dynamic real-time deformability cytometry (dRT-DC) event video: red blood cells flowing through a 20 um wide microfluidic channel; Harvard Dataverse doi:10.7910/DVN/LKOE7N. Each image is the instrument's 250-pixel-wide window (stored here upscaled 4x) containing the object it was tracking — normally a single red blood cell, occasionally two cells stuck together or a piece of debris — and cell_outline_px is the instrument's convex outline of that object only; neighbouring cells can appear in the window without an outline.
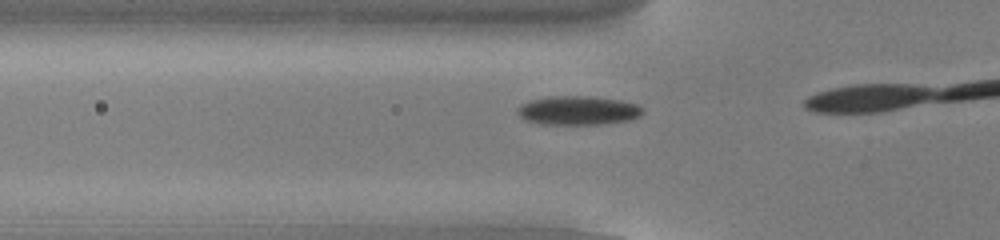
{"species": "common noctule bat (a hibernating species)", "species_latin": "Nyctalus noctula", "temperature_condition": "cold", "stored_images_in_passage": 16, "camera_frame_rate_fps": 3000, "um_per_image_px": 0.085, "animal": {"sex": "male", "body_mass_g": 13.0, "forearm_length_mm": 53.1}, "frame": {"image": 1, "passage_image": 14, "time_ms": 4.333, "image_size_px": [1000, 240], "cell_outline_px": [[644, 112], [640, 116], [628, 120], [600, 124], [540, 124], [524, 120], [516, 112], [516, 108], [520, 104], [528, 100], [552, 96], [588, 96], [620, 100], [640, 104], [644, 108]], "centroid_in_image_um": [49.12, 9.38], "position_along_channel_um": 76.7, "area_um2": 21.39}}